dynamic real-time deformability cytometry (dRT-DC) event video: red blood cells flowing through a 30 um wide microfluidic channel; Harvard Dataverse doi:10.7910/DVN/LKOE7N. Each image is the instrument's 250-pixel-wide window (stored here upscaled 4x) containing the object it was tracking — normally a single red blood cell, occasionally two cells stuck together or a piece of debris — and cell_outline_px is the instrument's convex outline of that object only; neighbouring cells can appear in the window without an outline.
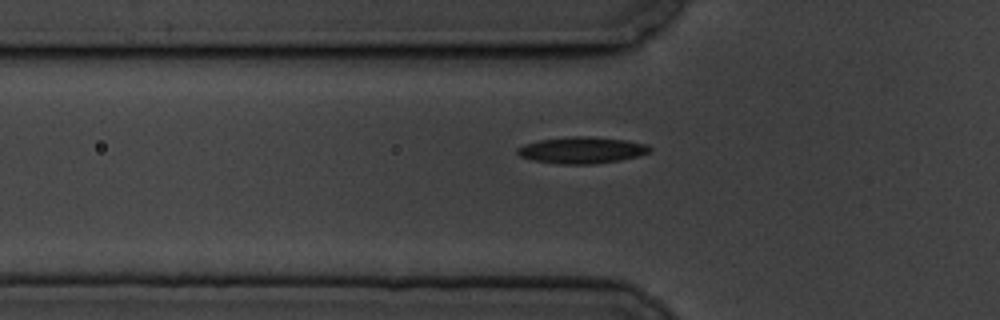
{"species": "common noctule bat (a hibernating species)", "species_latin": "Nyctalus noctula", "temperature_condition": "cold", "stored_images_in_passage": 6, "camera_frame_rate_fps": 3000, "um_per_image_px": 0.085, "animal": {"sex": "male", "body_mass_g": 19.5, "forearm_length_mm": 54.6}, "frame": {"image": 1, "passage_image": 6, "time_ms": 6.667, "image_size_px": [1000, 320], "cell_outline_px": [[652, 148], [648, 152], [636, 156], [620, 160], [592, 164], [560, 164], [532, 160], [520, 156], [516, 152], [516, 148], [524, 144], [540, 140], [572, 136], [588, 136], [624, 140], [648, 144]], "centroid_in_image_um": [49.42, 12.76], "position_along_channel_um": 76.4, "area_um2": 20.35}}